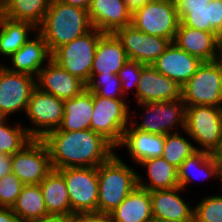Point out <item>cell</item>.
<instances>
[{
	"instance_id": "obj_1",
	"label": "cell",
	"mask_w": 222,
	"mask_h": 222,
	"mask_svg": "<svg viewBox=\"0 0 222 222\" xmlns=\"http://www.w3.org/2000/svg\"><path fill=\"white\" fill-rule=\"evenodd\" d=\"M45 142L54 170L69 167H98L107 161L116 149L103 136L91 129L47 133Z\"/></svg>"
},
{
	"instance_id": "obj_2",
	"label": "cell",
	"mask_w": 222,
	"mask_h": 222,
	"mask_svg": "<svg viewBox=\"0 0 222 222\" xmlns=\"http://www.w3.org/2000/svg\"><path fill=\"white\" fill-rule=\"evenodd\" d=\"M93 29L88 11L51 0L37 31L43 36L50 53Z\"/></svg>"
},
{
	"instance_id": "obj_3",
	"label": "cell",
	"mask_w": 222,
	"mask_h": 222,
	"mask_svg": "<svg viewBox=\"0 0 222 222\" xmlns=\"http://www.w3.org/2000/svg\"><path fill=\"white\" fill-rule=\"evenodd\" d=\"M97 175V215L107 216L136 188L137 173L114 153L97 167Z\"/></svg>"
},
{
	"instance_id": "obj_4",
	"label": "cell",
	"mask_w": 222,
	"mask_h": 222,
	"mask_svg": "<svg viewBox=\"0 0 222 222\" xmlns=\"http://www.w3.org/2000/svg\"><path fill=\"white\" fill-rule=\"evenodd\" d=\"M184 132L202 150L216 154L222 140V108L211 105L186 106Z\"/></svg>"
},
{
	"instance_id": "obj_5",
	"label": "cell",
	"mask_w": 222,
	"mask_h": 222,
	"mask_svg": "<svg viewBox=\"0 0 222 222\" xmlns=\"http://www.w3.org/2000/svg\"><path fill=\"white\" fill-rule=\"evenodd\" d=\"M185 106L211 105L222 108V59L203 62L181 87Z\"/></svg>"
},
{
	"instance_id": "obj_6",
	"label": "cell",
	"mask_w": 222,
	"mask_h": 222,
	"mask_svg": "<svg viewBox=\"0 0 222 222\" xmlns=\"http://www.w3.org/2000/svg\"><path fill=\"white\" fill-rule=\"evenodd\" d=\"M103 34L98 29L93 28L83 36L57 48L52 53L51 59L71 75L87 84L90 80L96 48Z\"/></svg>"
},
{
	"instance_id": "obj_7",
	"label": "cell",
	"mask_w": 222,
	"mask_h": 222,
	"mask_svg": "<svg viewBox=\"0 0 222 222\" xmlns=\"http://www.w3.org/2000/svg\"><path fill=\"white\" fill-rule=\"evenodd\" d=\"M125 99H111L93 93L90 129L103 136L116 149L129 126V105Z\"/></svg>"
},
{
	"instance_id": "obj_8",
	"label": "cell",
	"mask_w": 222,
	"mask_h": 222,
	"mask_svg": "<svg viewBox=\"0 0 222 222\" xmlns=\"http://www.w3.org/2000/svg\"><path fill=\"white\" fill-rule=\"evenodd\" d=\"M67 186L71 214H97V167H69L57 170Z\"/></svg>"
},
{
	"instance_id": "obj_9",
	"label": "cell",
	"mask_w": 222,
	"mask_h": 222,
	"mask_svg": "<svg viewBox=\"0 0 222 222\" xmlns=\"http://www.w3.org/2000/svg\"><path fill=\"white\" fill-rule=\"evenodd\" d=\"M180 20L175 2L149 1L132 13V23L145 34L174 40Z\"/></svg>"
},
{
	"instance_id": "obj_10",
	"label": "cell",
	"mask_w": 222,
	"mask_h": 222,
	"mask_svg": "<svg viewBox=\"0 0 222 222\" xmlns=\"http://www.w3.org/2000/svg\"><path fill=\"white\" fill-rule=\"evenodd\" d=\"M25 114L34 125L26 127L27 133L32 138L42 139L47 133L60 127L64 116V100L36 87L30 96Z\"/></svg>"
},
{
	"instance_id": "obj_11",
	"label": "cell",
	"mask_w": 222,
	"mask_h": 222,
	"mask_svg": "<svg viewBox=\"0 0 222 222\" xmlns=\"http://www.w3.org/2000/svg\"><path fill=\"white\" fill-rule=\"evenodd\" d=\"M145 108L142 123L130 122L134 129L152 134L171 133L170 129H185L186 106L182 99L152 103H139ZM180 125V126H179Z\"/></svg>"
},
{
	"instance_id": "obj_12",
	"label": "cell",
	"mask_w": 222,
	"mask_h": 222,
	"mask_svg": "<svg viewBox=\"0 0 222 222\" xmlns=\"http://www.w3.org/2000/svg\"><path fill=\"white\" fill-rule=\"evenodd\" d=\"M52 170L49 151L42 139L33 138L12 155V173L25 185L40 184Z\"/></svg>"
},
{
	"instance_id": "obj_13",
	"label": "cell",
	"mask_w": 222,
	"mask_h": 222,
	"mask_svg": "<svg viewBox=\"0 0 222 222\" xmlns=\"http://www.w3.org/2000/svg\"><path fill=\"white\" fill-rule=\"evenodd\" d=\"M36 78L23 73L8 70L3 64L0 67V114L9 118L13 113L26 112Z\"/></svg>"
},
{
	"instance_id": "obj_14",
	"label": "cell",
	"mask_w": 222,
	"mask_h": 222,
	"mask_svg": "<svg viewBox=\"0 0 222 222\" xmlns=\"http://www.w3.org/2000/svg\"><path fill=\"white\" fill-rule=\"evenodd\" d=\"M114 34L122 43L128 59L145 65H152L171 43L166 38L145 34L133 25L118 29Z\"/></svg>"
},
{
	"instance_id": "obj_15",
	"label": "cell",
	"mask_w": 222,
	"mask_h": 222,
	"mask_svg": "<svg viewBox=\"0 0 222 222\" xmlns=\"http://www.w3.org/2000/svg\"><path fill=\"white\" fill-rule=\"evenodd\" d=\"M36 87L61 100H67L76 97L86 89V84L50 59L39 71Z\"/></svg>"
},
{
	"instance_id": "obj_16",
	"label": "cell",
	"mask_w": 222,
	"mask_h": 222,
	"mask_svg": "<svg viewBox=\"0 0 222 222\" xmlns=\"http://www.w3.org/2000/svg\"><path fill=\"white\" fill-rule=\"evenodd\" d=\"M135 95L137 104L173 101L181 98V87L152 65L144 64Z\"/></svg>"
},
{
	"instance_id": "obj_17",
	"label": "cell",
	"mask_w": 222,
	"mask_h": 222,
	"mask_svg": "<svg viewBox=\"0 0 222 222\" xmlns=\"http://www.w3.org/2000/svg\"><path fill=\"white\" fill-rule=\"evenodd\" d=\"M179 191L183 189L177 186L150 192L154 222H193L194 208L182 199Z\"/></svg>"
},
{
	"instance_id": "obj_18",
	"label": "cell",
	"mask_w": 222,
	"mask_h": 222,
	"mask_svg": "<svg viewBox=\"0 0 222 222\" xmlns=\"http://www.w3.org/2000/svg\"><path fill=\"white\" fill-rule=\"evenodd\" d=\"M202 63L199 58L188 54L172 42L152 63V66L182 87Z\"/></svg>"
},
{
	"instance_id": "obj_19",
	"label": "cell",
	"mask_w": 222,
	"mask_h": 222,
	"mask_svg": "<svg viewBox=\"0 0 222 222\" xmlns=\"http://www.w3.org/2000/svg\"><path fill=\"white\" fill-rule=\"evenodd\" d=\"M87 11L93 28L102 33L114 34L132 23V12L124 0H91Z\"/></svg>"
},
{
	"instance_id": "obj_20",
	"label": "cell",
	"mask_w": 222,
	"mask_h": 222,
	"mask_svg": "<svg viewBox=\"0 0 222 222\" xmlns=\"http://www.w3.org/2000/svg\"><path fill=\"white\" fill-rule=\"evenodd\" d=\"M173 43L202 62L220 59L218 33H210L179 23Z\"/></svg>"
},
{
	"instance_id": "obj_21",
	"label": "cell",
	"mask_w": 222,
	"mask_h": 222,
	"mask_svg": "<svg viewBox=\"0 0 222 222\" xmlns=\"http://www.w3.org/2000/svg\"><path fill=\"white\" fill-rule=\"evenodd\" d=\"M36 33L34 38L29 39L17 52L10 56L13 67H8L5 64L8 70L36 78L43 68L44 61H50L52 54L43 36L39 32Z\"/></svg>"
},
{
	"instance_id": "obj_22",
	"label": "cell",
	"mask_w": 222,
	"mask_h": 222,
	"mask_svg": "<svg viewBox=\"0 0 222 222\" xmlns=\"http://www.w3.org/2000/svg\"><path fill=\"white\" fill-rule=\"evenodd\" d=\"M128 60L116 35L104 33L99 39L90 75H117Z\"/></svg>"
},
{
	"instance_id": "obj_23",
	"label": "cell",
	"mask_w": 222,
	"mask_h": 222,
	"mask_svg": "<svg viewBox=\"0 0 222 222\" xmlns=\"http://www.w3.org/2000/svg\"><path fill=\"white\" fill-rule=\"evenodd\" d=\"M164 140V134H152L129 126L117 148L126 146L133 161L139 164L151 158L162 157Z\"/></svg>"
},
{
	"instance_id": "obj_24",
	"label": "cell",
	"mask_w": 222,
	"mask_h": 222,
	"mask_svg": "<svg viewBox=\"0 0 222 222\" xmlns=\"http://www.w3.org/2000/svg\"><path fill=\"white\" fill-rule=\"evenodd\" d=\"M107 216L111 222H154L150 192L136 186Z\"/></svg>"
},
{
	"instance_id": "obj_25",
	"label": "cell",
	"mask_w": 222,
	"mask_h": 222,
	"mask_svg": "<svg viewBox=\"0 0 222 222\" xmlns=\"http://www.w3.org/2000/svg\"><path fill=\"white\" fill-rule=\"evenodd\" d=\"M47 213L52 218H64L71 214L69 194L64 177L57 171L52 170L41 182Z\"/></svg>"
},
{
	"instance_id": "obj_26",
	"label": "cell",
	"mask_w": 222,
	"mask_h": 222,
	"mask_svg": "<svg viewBox=\"0 0 222 222\" xmlns=\"http://www.w3.org/2000/svg\"><path fill=\"white\" fill-rule=\"evenodd\" d=\"M93 112V92L87 88L72 99L64 100V116L61 131L90 129Z\"/></svg>"
},
{
	"instance_id": "obj_27",
	"label": "cell",
	"mask_w": 222,
	"mask_h": 222,
	"mask_svg": "<svg viewBox=\"0 0 222 222\" xmlns=\"http://www.w3.org/2000/svg\"><path fill=\"white\" fill-rule=\"evenodd\" d=\"M194 169H197L198 173L199 170L200 172L202 171L201 173L204 174L203 176L201 174L202 179L216 177L222 183V160L214 154H210L202 150H197L188 158H186L178 169L179 187H181L183 190L185 187H187L188 184H190V181L193 180L192 177H194V172L192 171Z\"/></svg>"
},
{
	"instance_id": "obj_28",
	"label": "cell",
	"mask_w": 222,
	"mask_h": 222,
	"mask_svg": "<svg viewBox=\"0 0 222 222\" xmlns=\"http://www.w3.org/2000/svg\"><path fill=\"white\" fill-rule=\"evenodd\" d=\"M147 168L148 181L142 182V176L137 174V186L147 191L172 189L179 186L178 168L169 164L163 157L151 158L139 163Z\"/></svg>"
},
{
	"instance_id": "obj_29",
	"label": "cell",
	"mask_w": 222,
	"mask_h": 222,
	"mask_svg": "<svg viewBox=\"0 0 222 222\" xmlns=\"http://www.w3.org/2000/svg\"><path fill=\"white\" fill-rule=\"evenodd\" d=\"M12 210L19 222L43 221L52 218L47 213L39 184L24 185Z\"/></svg>"
},
{
	"instance_id": "obj_30",
	"label": "cell",
	"mask_w": 222,
	"mask_h": 222,
	"mask_svg": "<svg viewBox=\"0 0 222 222\" xmlns=\"http://www.w3.org/2000/svg\"><path fill=\"white\" fill-rule=\"evenodd\" d=\"M36 30L37 28L29 22L2 16L0 20V54L10 57L29 40V32H37Z\"/></svg>"
},
{
	"instance_id": "obj_31",
	"label": "cell",
	"mask_w": 222,
	"mask_h": 222,
	"mask_svg": "<svg viewBox=\"0 0 222 222\" xmlns=\"http://www.w3.org/2000/svg\"><path fill=\"white\" fill-rule=\"evenodd\" d=\"M51 0H2L3 16L26 21L38 28L47 12Z\"/></svg>"
},
{
	"instance_id": "obj_32",
	"label": "cell",
	"mask_w": 222,
	"mask_h": 222,
	"mask_svg": "<svg viewBox=\"0 0 222 222\" xmlns=\"http://www.w3.org/2000/svg\"><path fill=\"white\" fill-rule=\"evenodd\" d=\"M197 150V146H193L188 139L173 131L165 135L162 157L179 169L184 160Z\"/></svg>"
},
{
	"instance_id": "obj_33",
	"label": "cell",
	"mask_w": 222,
	"mask_h": 222,
	"mask_svg": "<svg viewBox=\"0 0 222 222\" xmlns=\"http://www.w3.org/2000/svg\"><path fill=\"white\" fill-rule=\"evenodd\" d=\"M32 139L20 123L11 127L6 118L0 122V153L13 155Z\"/></svg>"
},
{
	"instance_id": "obj_34",
	"label": "cell",
	"mask_w": 222,
	"mask_h": 222,
	"mask_svg": "<svg viewBox=\"0 0 222 222\" xmlns=\"http://www.w3.org/2000/svg\"><path fill=\"white\" fill-rule=\"evenodd\" d=\"M86 88L98 96L111 99H126L117 75H90Z\"/></svg>"
},
{
	"instance_id": "obj_35",
	"label": "cell",
	"mask_w": 222,
	"mask_h": 222,
	"mask_svg": "<svg viewBox=\"0 0 222 222\" xmlns=\"http://www.w3.org/2000/svg\"><path fill=\"white\" fill-rule=\"evenodd\" d=\"M193 208L194 222H222V195L205 197Z\"/></svg>"
},
{
	"instance_id": "obj_36",
	"label": "cell",
	"mask_w": 222,
	"mask_h": 222,
	"mask_svg": "<svg viewBox=\"0 0 222 222\" xmlns=\"http://www.w3.org/2000/svg\"><path fill=\"white\" fill-rule=\"evenodd\" d=\"M24 185L14 173L2 177L0 179V207L12 208Z\"/></svg>"
},
{
	"instance_id": "obj_37",
	"label": "cell",
	"mask_w": 222,
	"mask_h": 222,
	"mask_svg": "<svg viewBox=\"0 0 222 222\" xmlns=\"http://www.w3.org/2000/svg\"><path fill=\"white\" fill-rule=\"evenodd\" d=\"M143 65L144 64L138 61L128 60L118 71L117 76L119 77V80L121 82L122 91L125 98L127 96L126 93H128L129 89H131L132 86L133 88H135V92L137 91V85L140 82Z\"/></svg>"
},
{
	"instance_id": "obj_38",
	"label": "cell",
	"mask_w": 222,
	"mask_h": 222,
	"mask_svg": "<svg viewBox=\"0 0 222 222\" xmlns=\"http://www.w3.org/2000/svg\"><path fill=\"white\" fill-rule=\"evenodd\" d=\"M180 22L184 26L190 28L210 33H217L210 26V3H208L205 8L190 9V13H188Z\"/></svg>"
},
{
	"instance_id": "obj_39",
	"label": "cell",
	"mask_w": 222,
	"mask_h": 222,
	"mask_svg": "<svg viewBox=\"0 0 222 222\" xmlns=\"http://www.w3.org/2000/svg\"><path fill=\"white\" fill-rule=\"evenodd\" d=\"M211 0H176L177 14L181 21L188 13L190 9H199L207 7Z\"/></svg>"
},
{
	"instance_id": "obj_40",
	"label": "cell",
	"mask_w": 222,
	"mask_h": 222,
	"mask_svg": "<svg viewBox=\"0 0 222 222\" xmlns=\"http://www.w3.org/2000/svg\"><path fill=\"white\" fill-rule=\"evenodd\" d=\"M210 26L219 34L222 30V1H210Z\"/></svg>"
},
{
	"instance_id": "obj_41",
	"label": "cell",
	"mask_w": 222,
	"mask_h": 222,
	"mask_svg": "<svg viewBox=\"0 0 222 222\" xmlns=\"http://www.w3.org/2000/svg\"><path fill=\"white\" fill-rule=\"evenodd\" d=\"M12 173V155L0 153V179Z\"/></svg>"
},
{
	"instance_id": "obj_42",
	"label": "cell",
	"mask_w": 222,
	"mask_h": 222,
	"mask_svg": "<svg viewBox=\"0 0 222 222\" xmlns=\"http://www.w3.org/2000/svg\"><path fill=\"white\" fill-rule=\"evenodd\" d=\"M0 222H19L12 208L0 207Z\"/></svg>"
},
{
	"instance_id": "obj_43",
	"label": "cell",
	"mask_w": 222,
	"mask_h": 222,
	"mask_svg": "<svg viewBox=\"0 0 222 222\" xmlns=\"http://www.w3.org/2000/svg\"><path fill=\"white\" fill-rule=\"evenodd\" d=\"M60 220L61 222H90V214L73 213Z\"/></svg>"
},
{
	"instance_id": "obj_44",
	"label": "cell",
	"mask_w": 222,
	"mask_h": 222,
	"mask_svg": "<svg viewBox=\"0 0 222 222\" xmlns=\"http://www.w3.org/2000/svg\"><path fill=\"white\" fill-rule=\"evenodd\" d=\"M65 4H69L71 6L79 7L85 10L89 9L91 0H60Z\"/></svg>"
},
{
	"instance_id": "obj_45",
	"label": "cell",
	"mask_w": 222,
	"mask_h": 222,
	"mask_svg": "<svg viewBox=\"0 0 222 222\" xmlns=\"http://www.w3.org/2000/svg\"><path fill=\"white\" fill-rule=\"evenodd\" d=\"M128 9L133 13L135 10L141 8L146 2L151 0H124Z\"/></svg>"
},
{
	"instance_id": "obj_46",
	"label": "cell",
	"mask_w": 222,
	"mask_h": 222,
	"mask_svg": "<svg viewBox=\"0 0 222 222\" xmlns=\"http://www.w3.org/2000/svg\"><path fill=\"white\" fill-rule=\"evenodd\" d=\"M90 222H111V219L105 215L90 214Z\"/></svg>"
},
{
	"instance_id": "obj_47",
	"label": "cell",
	"mask_w": 222,
	"mask_h": 222,
	"mask_svg": "<svg viewBox=\"0 0 222 222\" xmlns=\"http://www.w3.org/2000/svg\"><path fill=\"white\" fill-rule=\"evenodd\" d=\"M218 49L220 53V58L222 59V30L218 34Z\"/></svg>"
},
{
	"instance_id": "obj_48",
	"label": "cell",
	"mask_w": 222,
	"mask_h": 222,
	"mask_svg": "<svg viewBox=\"0 0 222 222\" xmlns=\"http://www.w3.org/2000/svg\"><path fill=\"white\" fill-rule=\"evenodd\" d=\"M26 222H61V220L58 218H50V219L43 220V221H26Z\"/></svg>"
},
{
	"instance_id": "obj_49",
	"label": "cell",
	"mask_w": 222,
	"mask_h": 222,
	"mask_svg": "<svg viewBox=\"0 0 222 222\" xmlns=\"http://www.w3.org/2000/svg\"><path fill=\"white\" fill-rule=\"evenodd\" d=\"M215 155L222 160V140L219 147V151Z\"/></svg>"
},
{
	"instance_id": "obj_50",
	"label": "cell",
	"mask_w": 222,
	"mask_h": 222,
	"mask_svg": "<svg viewBox=\"0 0 222 222\" xmlns=\"http://www.w3.org/2000/svg\"><path fill=\"white\" fill-rule=\"evenodd\" d=\"M3 14H2V0H0V20L2 18Z\"/></svg>"
},
{
	"instance_id": "obj_51",
	"label": "cell",
	"mask_w": 222,
	"mask_h": 222,
	"mask_svg": "<svg viewBox=\"0 0 222 222\" xmlns=\"http://www.w3.org/2000/svg\"><path fill=\"white\" fill-rule=\"evenodd\" d=\"M153 1H170V2H175L176 0H153Z\"/></svg>"
},
{
	"instance_id": "obj_52",
	"label": "cell",
	"mask_w": 222,
	"mask_h": 222,
	"mask_svg": "<svg viewBox=\"0 0 222 222\" xmlns=\"http://www.w3.org/2000/svg\"><path fill=\"white\" fill-rule=\"evenodd\" d=\"M5 118L0 114V122L2 121V120H4Z\"/></svg>"
}]
</instances>
